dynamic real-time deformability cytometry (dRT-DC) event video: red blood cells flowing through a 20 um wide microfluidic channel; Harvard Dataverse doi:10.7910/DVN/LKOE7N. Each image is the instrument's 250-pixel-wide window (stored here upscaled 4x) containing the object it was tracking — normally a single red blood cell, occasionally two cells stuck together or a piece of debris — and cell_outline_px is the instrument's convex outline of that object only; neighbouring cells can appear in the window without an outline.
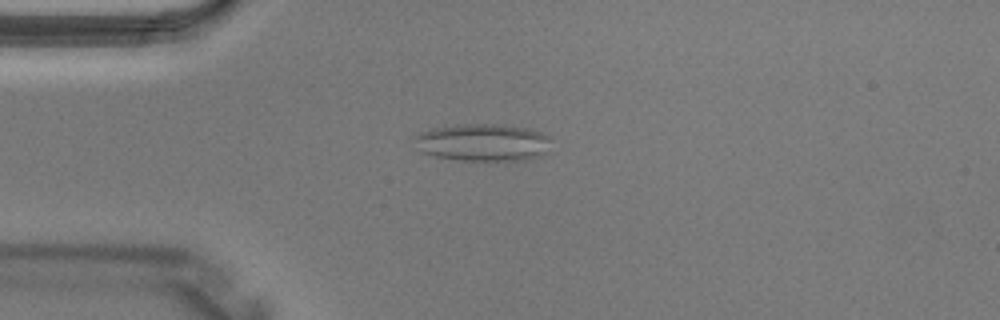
{"species": "Egyptian fruit bat (a non-hibernating species)", "species_latin": "Rousettus aegyptiacus", "temperature_condition": "warm", "stored_images_in_passage": 4, "camera_frame_rate_fps": 3000, "um_per_image_px": 0.085, "animal": {"sex": "male"}, "frame": {"image": 1, "passage_image": 3, "time_ms": 0.667, "image_size_px": [1000, 320], "cell_outline_px": [[548, 136], [544, 152], [540, 156], [524, 160], [460, 160], [436, 156], [420, 152], [416, 148], [412, 136], [420, 132], [432, 128], [460, 124], [500, 124], [524, 128], [540, 132]], "centroid_in_image_um": [40.92, 12.1], "position_along_channel_um": 44.1, "area_um2": 29.54}}